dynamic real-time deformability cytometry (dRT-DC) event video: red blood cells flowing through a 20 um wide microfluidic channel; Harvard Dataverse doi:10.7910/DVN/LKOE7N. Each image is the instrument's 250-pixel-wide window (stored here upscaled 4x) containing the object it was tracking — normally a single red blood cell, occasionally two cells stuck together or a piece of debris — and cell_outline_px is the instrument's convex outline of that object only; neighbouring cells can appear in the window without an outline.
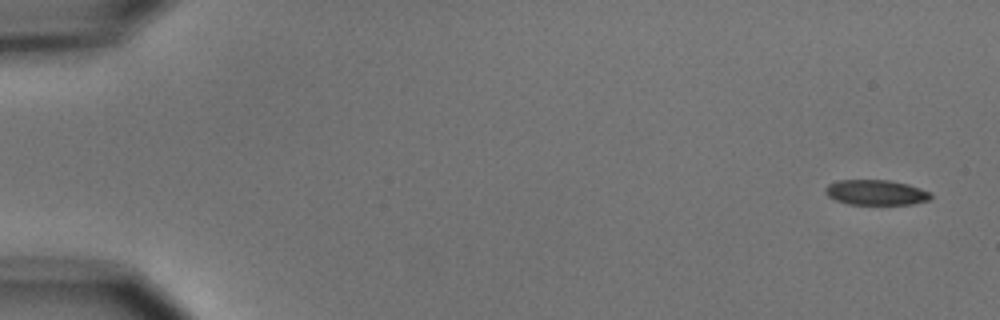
{"species": "common noctule bat (a hibernating species)", "species_latin": "Nyctalus noctula", "temperature_condition": "cold", "stored_images_in_passage": 5, "camera_frame_rate_fps": 3000, "um_per_image_px": 0.085, "animal": {"sex": "male", "body_mass_g": 15.6}, "frame": {"image": 1, "passage_image": 1, "time_ms": 0.0, "image_size_px": [1000, 320], "cell_outline_px": [[932, 196], [928, 200], [912, 204], [848, 204], [836, 200], [828, 196], [824, 192], [824, 188], [828, 184], [840, 180], [888, 180], [908, 184], [920, 188], [928, 192]], "centroid_in_image_um": [74.42, 16.35], "position_along_channel_um": 10.6, "area_um2": 15.37}}
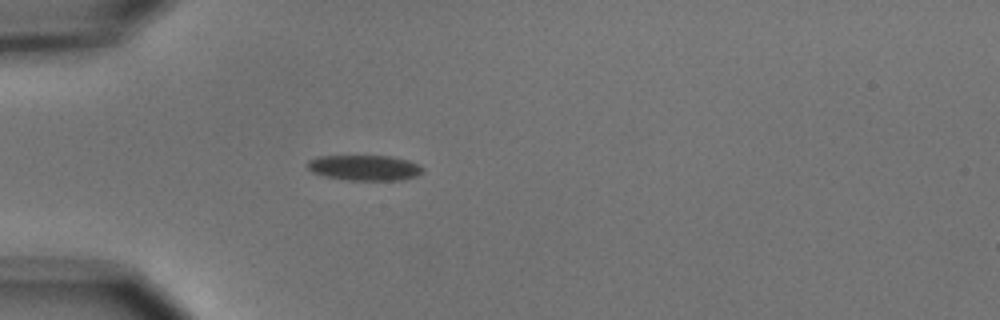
{"frame": {"image": 2, "passage_image": 4, "time_ms": 4.667, "image_size_px": [1000, 320], "cell_outline_px": [[424, 172], [416, 176], [404, 180], [348, 180], [324, 176], [312, 172], [308, 168], [308, 160], [316, 156], [392, 156], [408, 160], [420, 164], [424, 168]], "centroid_in_image_um": [31.03, 14.26], "position_along_channel_um": 54.0, "area_um2": 17.28}}